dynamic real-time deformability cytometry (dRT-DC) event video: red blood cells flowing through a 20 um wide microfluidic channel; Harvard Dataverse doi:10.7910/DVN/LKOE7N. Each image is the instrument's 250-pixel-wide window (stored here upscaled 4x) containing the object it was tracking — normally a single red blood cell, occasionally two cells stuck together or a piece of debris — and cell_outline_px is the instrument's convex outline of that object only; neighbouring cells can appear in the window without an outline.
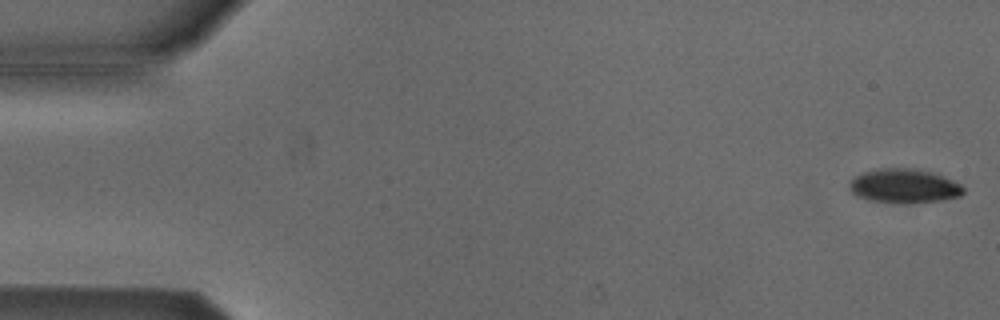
{"species": "Egyptian fruit bat (a non-hibernating species)", "species_latin": "Rousettus aegyptiacus", "temperature_condition": "cold", "stored_images_in_passage": 53, "camera_frame_rate_fps": 3000, "um_per_image_px": 0.085, "animal": {"sex": "male"}, "frame": {"image": 1, "passage_image": 1, "time_ms": 0.0, "image_size_px": [1000, 320], "cell_outline_px": [[964, 192], [960, 196], [944, 200], [908, 204], [896, 204], [868, 200], [856, 196], [848, 188], [848, 184], [856, 176], [864, 172], [884, 168], [912, 168], [932, 172], [952, 180], [960, 184], [964, 188]], "centroid_in_image_um": [76.85, 15.84], "position_along_channel_um": 8.2, "area_um2": 22.95}}
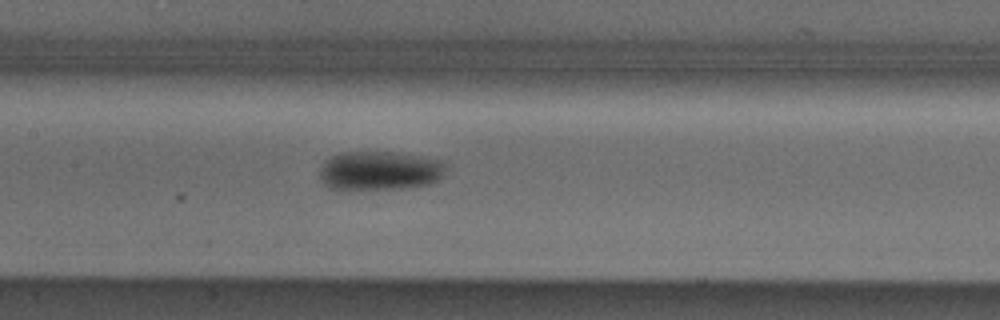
{"frame": {"image": 2, "passage_image": 25, "time_ms": 8.0, "image_size_px": [1000, 320], "cell_outline_px": [[444, 176], [428, 184], [400, 188], [348, 192], [328, 188], [324, 184], [320, 176], [320, 168], [324, 160], [340, 152], [396, 152], [424, 156], [444, 160]], "centroid_in_image_um": [32.22, 14.53], "position_along_channel_um": 175.2, "area_um2": 29.59}}
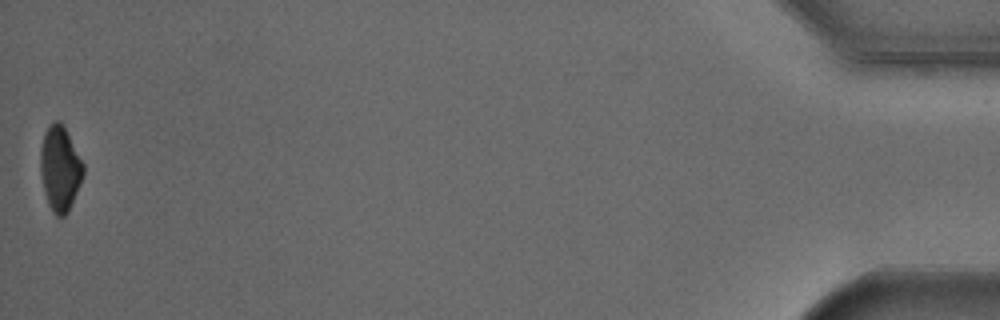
{"frame": {"image": 3, "passage_image": 53, "time_ms": 17.333, "image_size_px": [1000, 320], "cell_outline_px": [[84, 172], [68, 212], [64, 216], [56, 216], [52, 212], [48, 204], [44, 192], [40, 172], [40, 148], [44, 132], [56, 120], [60, 120], [84, 164]], "centroid_in_image_um": [5.08, 14.34], "position_along_channel_um": 430.1, "area_um2": 20.98}, "authors_computed_cell_mechanics": {"area_um2": 24.6228, "velocity_mm_per_s": 3.8133, "shape_relaxation_time_tau1_ms": 3.8726, "shape_relaxation_time_tau2_ms": null, "deformation_change_tau1": 0.1272, "deformation_change_tau2": null}}